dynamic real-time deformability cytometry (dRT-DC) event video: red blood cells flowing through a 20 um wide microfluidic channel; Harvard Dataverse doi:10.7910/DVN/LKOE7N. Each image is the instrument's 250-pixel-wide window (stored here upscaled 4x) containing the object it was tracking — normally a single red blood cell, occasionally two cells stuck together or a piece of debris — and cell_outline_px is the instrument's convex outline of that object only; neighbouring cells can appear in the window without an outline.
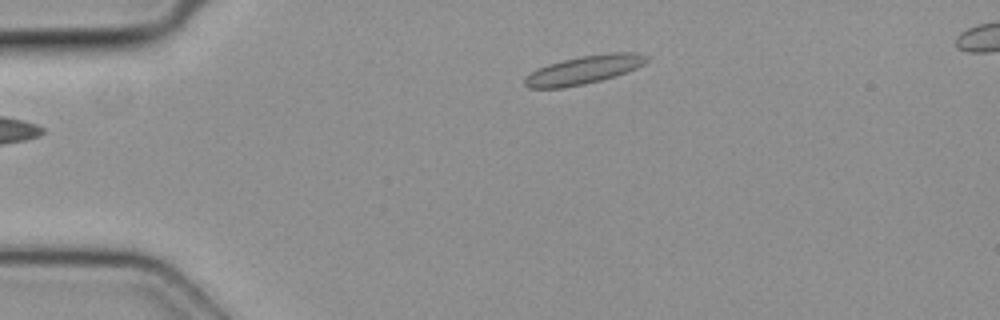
{"species": "common noctule bat (a hibernating species)", "species_latin": "Nyctalus noctula", "temperature_condition": "cold", "stored_images_in_passage": 2, "camera_frame_rate_fps": 3000, "um_per_image_px": 0.085, "animal": {"sex": "female", "body_mass_g": 19.3, "forearm_length_mm": 54.1}, "frame": {"image": 1, "passage_image": 2, "time_ms": 0.333, "image_size_px": [1000, 320], "cell_outline_px": [[648, 60], [644, 64], [636, 68], [616, 76], [584, 84], [560, 88], [528, 88], [524, 84], [524, 80], [532, 72], [548, 64], [580, 56], [612, 52], [636, 52], [648, 56]], "centroid_in_image_um": [49.67, 5.93], "position_along_channel_um": 35.3, "area_um2": 19.94}}